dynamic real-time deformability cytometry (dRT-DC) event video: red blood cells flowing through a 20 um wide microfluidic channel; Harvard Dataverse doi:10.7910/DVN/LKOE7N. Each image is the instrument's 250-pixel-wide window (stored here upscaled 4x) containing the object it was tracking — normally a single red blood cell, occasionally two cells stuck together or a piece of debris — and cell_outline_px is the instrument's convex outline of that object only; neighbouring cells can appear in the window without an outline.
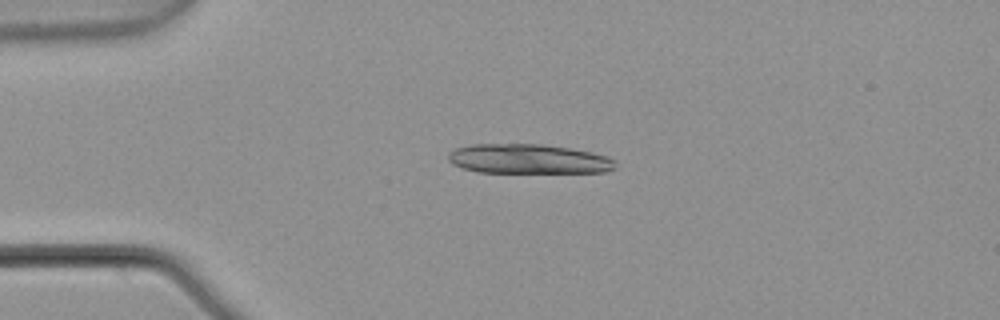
{"species": "common noctule bat (a hibernating species)", "species_latin": "Nyctalus noctula", "temperature_condition": "warm", "stored_images_in_passage": 7, "camera_frame_rate_fps": 3000, "um_per_image_px": 0.085, "animal": {"sex": "male", "body_mass_g": 21.5, "forearm_length_mm": 52.0}, "frame": {"image": 1, "passage_image": 3, "time_ms": 0.667, "image_size_px": [1000, 320], "cell_outline_px": [[616, 168], [608, 172], [476, 172], [452, 164], [448, 160], [448, 152], [456, 148], [472, 144], [544, 144], [572, 148], [592, 152], [608, 156], [616, 160]], "centroid_in_image_um": [44.95, 13.5], "position_along_channel_um": 40.0, "area_um2": 29.07}}